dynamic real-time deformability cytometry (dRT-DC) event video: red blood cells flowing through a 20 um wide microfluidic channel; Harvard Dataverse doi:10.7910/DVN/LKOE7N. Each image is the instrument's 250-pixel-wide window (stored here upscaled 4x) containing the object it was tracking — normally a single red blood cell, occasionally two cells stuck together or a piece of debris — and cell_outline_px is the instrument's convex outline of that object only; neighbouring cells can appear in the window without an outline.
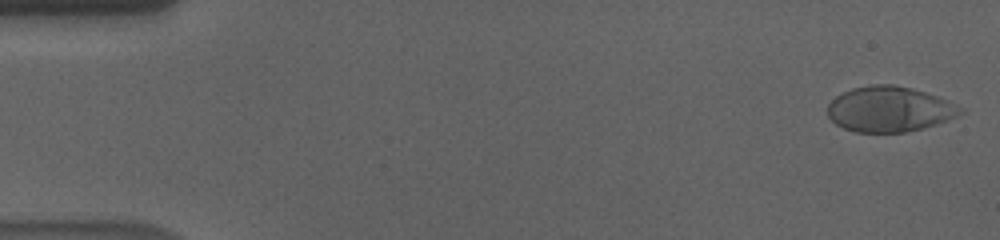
{"species": "human", "species_latin": "Homo sapiens", "temperature_condition": "cold", "stored_images_in_passage": 56, "camera_frame_rate_fps": 3000, "um_per_image_px": 0.085, "donor": {"sex": "male"}, "frame": {"image": 1, "passage_image": 1, "time_ms": 0.0, "image_size_px": [1000, 240], "cell_outline_px": [[964, 112], [956, 116], [936, 124], [904, 132], [856, 132], [844, 128], [836, 124], [828, 116], [828, 104], [836, 96], [852, 88], [872, 84], [892, 84], [912, 88], [936, 96], [964, 108]], "centroid_in_image_um": [75.58, 9.27], "position_along_channel_um": 9.4, "area_um2": 34.8}}
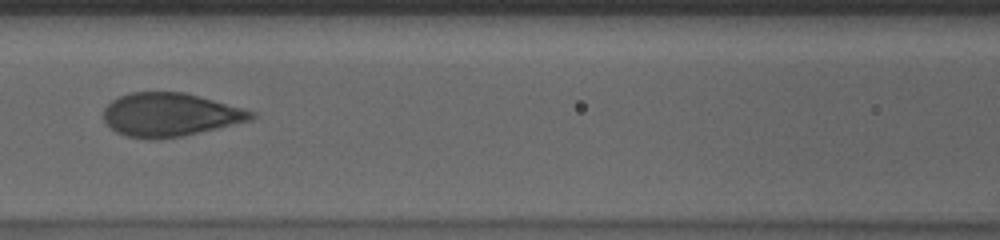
{"frame": {"image": 2, "passage_image": 25, "time_ms": 8.0, "image_size_px": [1000, 240], "cell_outline_px": [[256, 116], [252, 120], [184, 136], [160, 140], [148, 140], [124, 136], [116, 132], [104, 120], [104, 108], [112, 100], [120, 96], [132, 92], [184, 92], [256, 112]], "centroid_in_image_um": [14.44, 9.77], "position_along_channel_um": 152.2, "area_um2": 37.51}}
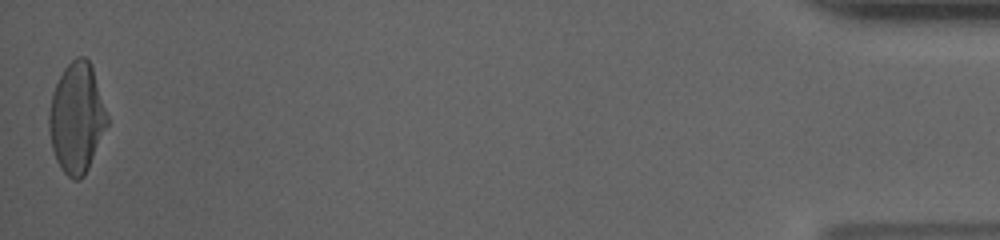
{"frame": {"image": 3, "passage_image": 56, "time_ms": 18.333, "image_size_px": [1000, 240], "cell_outline_px": [[108, 124], [88, 168], [84, 176], [80, 180], [72, 180], [60, 168], [56, 160], [52, 148], [48, 128], [48, 116], [52, 92], [64, 68], [76, 56], [84, 56], [88, 60], [92, 68], [108, 116]], "centroid_in_image_um": [6.5, 10.04], "position_along_channel_um": 428.7, "area_um2": 37.17}, "authors_computed_cell_mechanics": {"area_um2": 37.4255, "velocity_mm_per_s": 3.5629, "shape_relaxation_time_tau1_ms": 4.535, "shape_relaxation_time_tau2_ms": null, "deformation_change_tau1": 0.1891, "deformation_change_tau2": null}}